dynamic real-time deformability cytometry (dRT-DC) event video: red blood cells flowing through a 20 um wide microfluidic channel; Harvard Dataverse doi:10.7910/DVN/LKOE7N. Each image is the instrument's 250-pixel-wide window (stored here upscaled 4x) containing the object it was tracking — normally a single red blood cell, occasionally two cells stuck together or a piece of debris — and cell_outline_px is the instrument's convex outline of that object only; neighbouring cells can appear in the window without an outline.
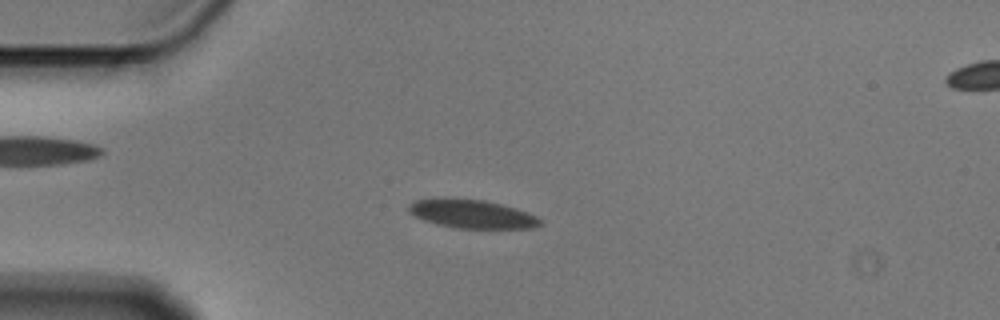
{"species": "Egyptian fruit bat (a non-hibernating species)", "species_latin": "Rousettus aegyptiacus", "temperature_condition": "cold", "stored_images_in_passage": 6, "camera_frame_rate_fps": 3000, "um_per_image_px": 0.085, "animal": {"sex": "male"}, "frame": {"image": 1, "passage_image": 3, "time_ms": 0.667, "image_size_px": [1000, 320], "cell_outline_px": [[540, 224], [532, 228], [456, 228], [436, 224], [424, 220], [408, 212], [408, 204], [416, 200], [444, 196], [484, 200], [516, 208], [528, 212], [536, 216], [540, 220]], "centroid_in_image_um": [40.05, 18.16], "position_along_channel_um": 45.0, "area_um2": 22.14}}
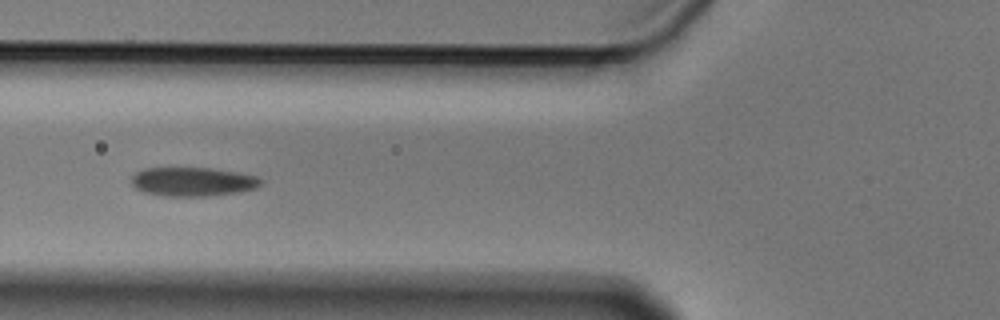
{"frame": {"image": 2, "passage_image": 5, "time_ms": 1.333, "image_size_px": [1000, 320], "cell_outline_px": [[260, 184], [256, 188], [236, 192], [212, 196], [164, 196], [144, 192], [136, 188], [132, 184], [132, 176], [136, 172], [144, 168], [212, 168], [240, 172], [256, 176], [260, 180]], "centroid_in_image_um": [16.37, 15.44], "position_along_channel_um": 109.4, "area_um2": 21.79}}
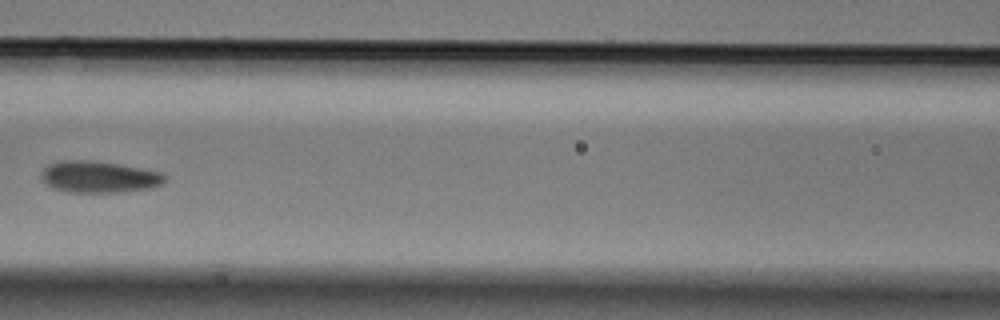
{"frame": {"image": 3, "passage_image": 6, "time_ms": 1.667, "image_size_px": [1000, 320], "cell_outline_px": [[168, 176], [164, 184], [152, 188], [116, 192], [68, 192], [52, 188], [40, 176], [40, 172], [48, 164], [64, 160], [88, 160], [120, 164], [160, 172]], "centroid_in_image_um": [8.43, 15.03], "position_along_channel_um": 158.2, "area_um2": 22.83}}